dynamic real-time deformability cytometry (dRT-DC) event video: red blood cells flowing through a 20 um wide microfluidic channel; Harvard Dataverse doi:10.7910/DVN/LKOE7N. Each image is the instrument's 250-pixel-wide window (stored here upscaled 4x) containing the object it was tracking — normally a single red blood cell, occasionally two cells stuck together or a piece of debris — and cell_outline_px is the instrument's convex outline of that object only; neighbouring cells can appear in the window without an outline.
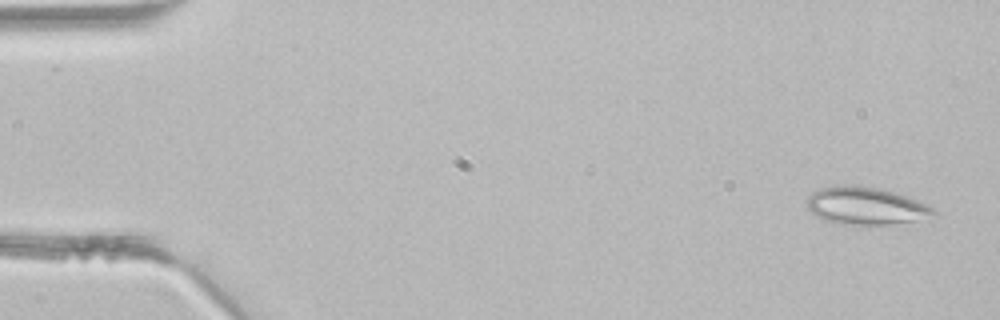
{"species": "common noctule bat (a hibernating species)", "species_latin": "Nyctalus noctula", "temperature_condition": "room temperature", "stored_images_in_passage": 3, "camera_frame_rate_fps": 3000, "um_per_image_px": 0.085, "animal": {"sex": "male", "body_mass_g": 21.5, "forearm_length_mm": 52.0}, "frame": {"image": 1, "passage_image": 1, "time_ms": 0.0, "image_size_px": [1000, 320], "cell_outline_px": [[936, 212], [912, 220], [888, 224], [844, 224], [824, 220], [812, 212], [808, 208], [804, 200], [812, 192], [820, 188], [844, 184], [852, 184], [880, 188], [916, 200], [932, 208]], "centroid_in_image_um": [73.45, 17.46], "position_along_channel_um": 11.6, "area_um2": 26.99}}